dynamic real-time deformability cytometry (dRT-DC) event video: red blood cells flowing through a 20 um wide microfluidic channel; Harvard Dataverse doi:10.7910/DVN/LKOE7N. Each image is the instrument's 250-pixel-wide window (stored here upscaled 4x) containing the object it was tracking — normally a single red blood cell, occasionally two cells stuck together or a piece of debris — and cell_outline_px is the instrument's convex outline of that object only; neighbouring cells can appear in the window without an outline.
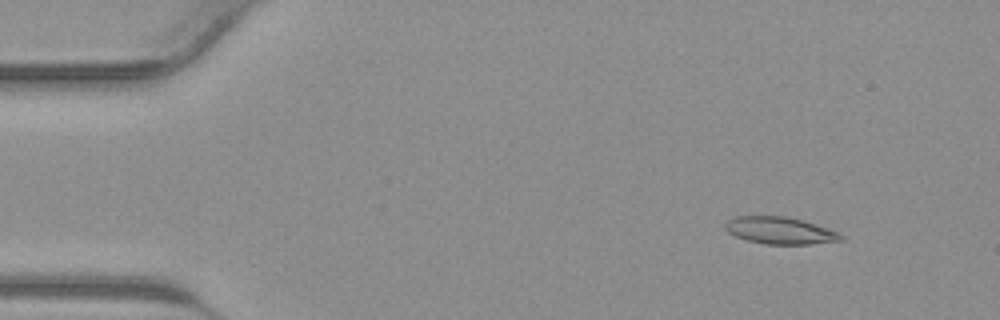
{"species": "common noctule bat (a hibernating species)", "species_latin": "Nyctalus noctula", "temperature_condition": "warm", "stored_images_in_passage": 42, "camera_frame_rate_fps": 3000, "um_per_image_px": 0.085, "animal": {"sex": "male", "body_mass_g": 23.1, "forearm_length_mm": 52.7}, "frame": {"image": 1, "passage_image": 5, "time_ms": 1.333, "image_size_px": [1000, 320], "cell_outline_px": [[844, 240], [812, 244], [764, 244], [748, 240], [736, 236], [728, 232], [724, 228], [724, 224], [728, 220], [736, 216], [784, 216], [804, 220], [840, 232], [844, 236]], "centroid_in_image_um": [66.34, 19.59], "position_along_channel_um": 18.7, "area_um2": 18.38}}
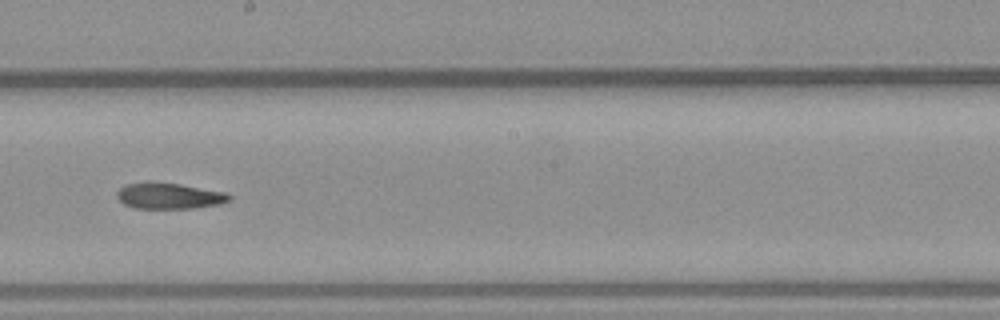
{"frame": {"image": 2, "passage_image": 24, "time_ms": 7.667, "image_size_px": [1000, 320], "cell_outline_px": [[232, 200], [220, 204], [192, 208], [136, 208], [124, 204], [116, 196], [116, 192], [120, 188], [128, 184], [148, 180], [152, 180], [180, 184], [228, 192], [232, 196]], "centroid_in_image_um": [14.4, 16.62], "position_along_channel_um": 233.8, "area_um2": 17.4}}
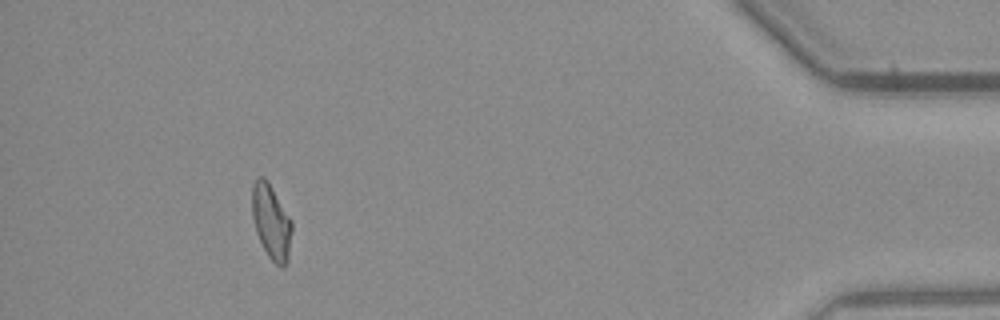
{"frame": {"image": 3, "passage_image": 39, "time_ms": 12.667, "image_size_px": [1000, 320], "cell_outline_px": [[292, 232], [288, 260], [284, 268], [280, 268], [268, 256], [256, 232], [252, 216], [252, 184], [260, 176], [264, 176], [268, 180], [292, 220]], "centroid_in_image_um": [23.07, 18.85], "position_along_channel_um": 412.1, "area_um2": 17.51}}